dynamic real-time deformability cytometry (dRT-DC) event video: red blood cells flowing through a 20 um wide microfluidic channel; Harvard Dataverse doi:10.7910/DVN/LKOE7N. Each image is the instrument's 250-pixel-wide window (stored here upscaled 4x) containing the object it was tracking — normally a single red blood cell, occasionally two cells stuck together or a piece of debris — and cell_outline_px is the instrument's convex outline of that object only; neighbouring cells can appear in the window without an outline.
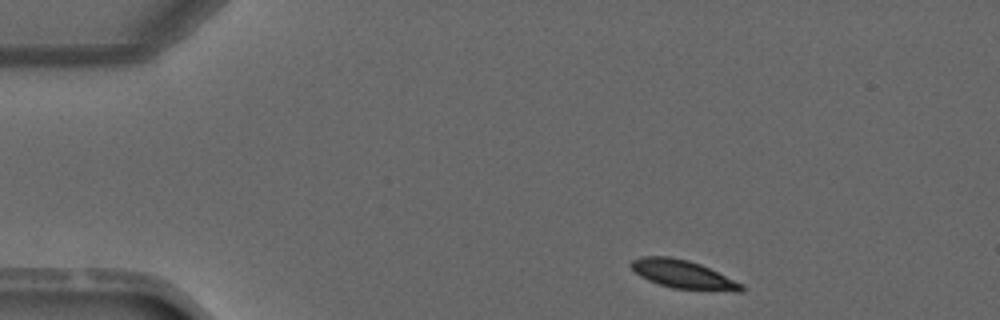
{"species": "common noctule bat (a hibernating species)", "species_latin": "Nyctalus noctula", "temperature_condition": "warm", "stored_images_in_passage": 3, "camera_frame_rate_fps": 3000, "um_per_image_px": 0.085, "animal": {"sex": "male", "forearm_length_mm": 52.5}, "frame": {"image": 1, "passage_image": 1, "time_ms": 0.0, "image_size_px": [1000, 320], "cell_outline_px": [[744, 292], [736, 292], [672, 288], [648, 280], [640, 276], [628, 264], [632, 260], [640, 256], [668, 256], [688, 260], [700, 264], [744, 284]], "centroid_in_image_um": [58.08, 23.32], "position_along_channel_um": 26.9, "area_um2": 18.32}}
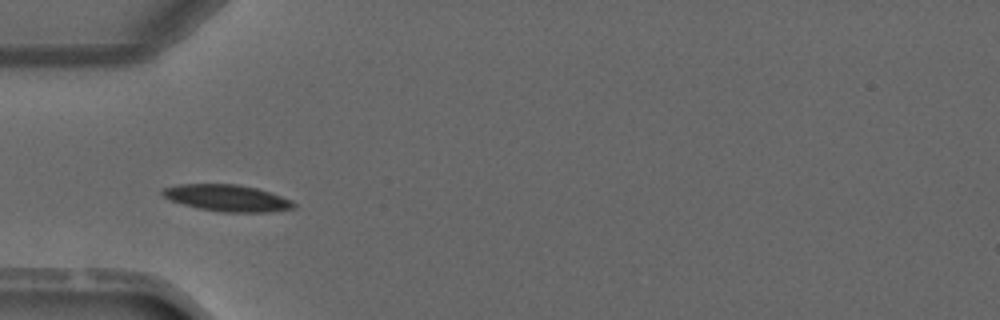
{"frame": {"image": 2, "passage_image": 3, "time_ms": 2.333, "image_size_px": [1000, 320], "cell_outline_px": [[296, 208], [268, 212], [220, 212], [200, 208], [168, 200], [160, 192], [164, 188], [180, 184], [236, 184], [256, 188], [292, 200], [296, 204]], "centroid_in_image_um": [19.31, 16.83], "position_along_channel_um": 65.7, "area_um2": 20.23}}